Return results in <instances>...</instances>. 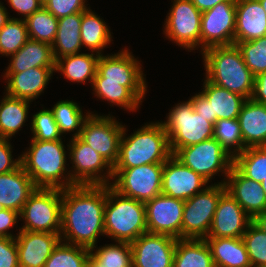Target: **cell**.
<instances>
[{
    "label": "cell",
    "instance_id": "6da1fadb",
    "mask_svg": "<svg viewBox=\"0 0 266 267\" xmlns=\"http://www.w3.org/2000/svg\"><path fill=\"white\" fill-rule=\"evenodd\" d=\"M106 185H75L62 189V242L91 248L105 235Z\"/></svg>",
    "mask_w": 266,
    "mask_h": 267
},
{
    "label": "cell",
    "instance_id": "7a4b0ae2",
    "mask_svg": "<svg viewBox=\"0 0 266 267\" xmlns=\"http://www.w3.org/2000/svg\"><path fill=\"white\" fill-rule=\"evenodd\" d=\"M64 142L63 139H31L29 147L20 154L21 165L37 188L66 189L76 185L72 181L70 171L67 170L68 143L66 148Z\"/></svg>",
    "mask_w": 266,
    "mask_h": 267
},
{
    "label": "cell",
    "instance_id": "3957f363",
    "mask_svg": "<svg viewBox=\"0 0 266 267\" xmlns=\"http://www.w3.org/2000/svg\"><path fill=\"white\" fill-rule=\"evenodd\" d=\"M205 77L209 82L251 99L255 76L246 66L236 44L213 46L202 53Z\"/></svg>",
    "mask_w": 266,
    "mask_h": 267
},
{
    "label": "cell",
    "instance_id": "277c9868",
    "mask_svg": "<svg viewBox=\"0 0 266 267\" xmlns=\"http://www.w3.org/2000/svg\"><path fill=\"white\" fill-rule=\"evenodd\" d=\"M124 124L119 155L113 168H131L145 164L164 163L171 155L169 141L161 120L145 123L128 134Z\"/></svg>",
    "mask_w": 266,
    "mask_h": 267
},
{
    "label": "cell",
    "instance_id": "5b68a950",
    "mask_svg": "<svg viewBox=\"0 0 266 267\" xmlns=\"http://www.w3.org/2000/svg\"><path fill=\"white\" fill-rule=\"evenodd\" d=\"M104 230L105 236L111 241H135L148 232L145 203L126 197L111 185H106Z\"/></svg>",
    "mask_w": 266,
    "mask_h": 267
},
{
    "label": "cell",
    "instance_id": "8992f818",
    "mask_svg": "<svg viewBox=\"0 0 266 267\" xmlns=\"http://www.w3.org/2000/svg\"><path fill=\"white\" fill-rule=\"evenodd\" d=\"M161 123L167 133L172 155L179 148L213 138L214 124L194 111L190 99L175 104Z\"/></svg>",
    "mask_w": 266,
    "mask_h": 267
},
{
    "label": "cell",
    "instance_id": "52a82bcc",
    "mask_svg": "<svg viewBox=\"0 0 266 267\" xmlns=\"http://www.w3.org/2000/svg\"><path fill=\"white\" fill-rule=\"evenodd\" d=\"M119 51L99 56L93 82L119 83L143 102L148 86L141 60L135 58L128 47Z\"/></svg>",
    "mask_w": 266,
    "mask_h": 267
},
{
    "label": "cell",
    "instance_id": "ba28073f",
    "mask_svg": "<svg viewBox=\"0 0 266 267\" xmlns=\"http://www.w3.org/2000/svg\"><path fill=\"white\" fill-rule=\"evenodd\" d=\"M61 206L62 189L36 188L23 206L20 220L24 223L18 230L60 233Z\"/></svg>",
    "mask_w": 266,
    "mask_h": 267
},
{
    "label": "cell",
    "instance_id": "9c48e42d",
    "mask_svg": "<svg viewBox=\"0 0 266 267\" xmlns=\"http://www.w3.org/2000/svg\"><path fill=\"white\" fill-rule=\"evenodd\" d=\"M173 156L209 183L212 182L213 176L221 173L219 176L222 175L223 179L217 183L224 184L234 163V158L215 138L179 148Z\"/></svg>",
    "mask_w": 266,
    "mask_h": 267
},
{
    "label": "cell",
    "instance_id": "30bf717a",
    "mask_svg": "<svg viewBox=\"0 0 266 267\" xmlns=\"http://www.w3.org/2000/svg\"><path fill=\"white\" fill-rule=\"evenodd\" d=\"M225 185L214 182L203 191L184 201L181 238L205 239Z\"/></svg>",
    "mask_w": 266,
    "mask_h": 267
},
{
    "label": "cell",
    "instance_id": "8fae6325",
    "mask_svg": "<svg viewBox=\"0 0 266 267\" xmlns=\"http://www.w3.org/2000/svg\"><path fill=\"white\" fill-rule=\"evenodd\" d=\"M72 181L76 185H111L113 166L79 137L68 142Z\"/></svg>",
    "mask_w": 266,
    "mask_h": 267
},
{
    "label": "cell",
    "instance_id": "7c38bea8",
    "mask_svg": "<svg viewBox=\"0 0 266 267\" xmlns=\"http://www.w3.org/2000/svg\"><path fill=\"white\" fill-rule=\"evenodd\" d=\"M163 163L113 168L111 186L120 194L147 202L161 194Z\"/></svg>",
    "mask_w": 266,
    "mask_h": 267
},
{
    "label": "cell",
    "instance_id": "4fadbf2b",
    "mask_svg": "<svg viewBox=\"0 0 266 267\" xmlns=\"http://www.w3.org/2000/svg\"><path fill=\"white\" fill-rule=\"evenodd\" d=\"M172 5L164 20L163 34L185 50L200 48L201 16L191 0H171Z\"/></svg>",
    "mask_w": 266,
    "mask_h": 267
},
{
    "label": "cell",
    "instance_id": "5bb4252c",
    "mask_svg": "<svg viewBox=\"0 0 266 267\" xmlns=\"http://www.w3.org/2000/svg\"><path fill=\"white\" fill-rule=\"evenodd\" d=\"M124 125L114 116L91 111L79 138L103 156L112 166L117 162Z\"/></svg>",
    "mask_w": 266,
    "mask_h": 267
},
{
    "label": "cell",
    "instance_id": "9a60e30c",
    "mask_svg": "<svg viewBox=\"0 0 266 267\" xmlns=\"http://www.w3.org/2000/svg\"><path fill=\"white\" fill-rule=\"evenodd\" d=\"M236 0H226L202 12L200 53L213 46L234 44Z\"/></svg>",
    "mask_w": 266,
    "mask_h": 267
},
{
    "label": "cell",
    "instance_id": "2e32d148",
    "mask_svg": "<svg viewBox=\"0 0 266 267\" xmlns=\"http://www.w3.org/2000/svg\"><path fill=\"white\" fill-rule=\"evenodd\" d=\"M203 80L202 91L190 98L194 111L208 118L213 124L219 119L238 118L246 99L209 82L206 78Z\"/></svg>",
    "mask_w": 266,
    "mask_h": 267
},
{
    "label": "cell",
    "instance_id": "e0dca14e",
    "mask_svg": "<svg viewBox=\"0 0 266 267\" xmlns=\"http://www.w3.org/2000/svg\"><path fill=\"white\" fill-rule=\"evenodd\" d=\"M145 210L148 232L181 238L184 200L161 193L145 202Z\"/></svg>",
    "mask_w": 266,
    "mask_h": 267
},
{
    "label": "cell",
    "instance_id": "ac0fdd59",
    "mask_svg": "<svg viewBox=\"0 0 266 267\" xmlns=\"http://www.w3.org/2000/svg\"><path fill=\"white\" fill-rule=\"evenodd\" d=\"M177 239L146 232L131 242L132 267H173Z\"/></svg>",
    "mask_w": 266,
    "mask_h": 267
},
{
    "label": "cell",
    "instance_id": "d6986e66",
    "mask_svg": "<svg viewBox=\"0 0 266 267\" xmlns=\"http://www.w3.org/2000/svg\"><path fill=\"white\" fill-rule=\"evenodd\" d=\"M210 183L171 155L163 163L161 193L187 200L203 191Z\"/></svg>",
    "mask_w": 266,
    "mask_h": 267
},
{
    "label": "cell",
    "instance_id": "ffe728a7",
    "mask_svg": "<svg viewBox=\"0 0 266 267\" xmlns=\"http://www.w3.org/2000/svg\"><path fill=\"white\" fill-rule=\"evenodd\" d=\"M252 218L239 203L225 191L218 202L207 237L242 238Z\"/></svg>",
    "mask_w": 266,
    "mask_h": 267
},
{
    "label": "cell",
    "instance_id": "44dd1931",
    "mask_svg": "<svg viewBox=\"0 0 266 267\" xmlns=\"http://www.w3.org/2000/svg\"><path fill=\"white\" fill-rule=\"evenodd\" d=\"M16 246L20 267H44L53 249L61 241L60 233L19 230Z\"/></svg>",
    "mask_w": 266,
    "mask_h": 267
},
{
    "label": "cell",
    "instance_id": "7402d4cb",
    "mask_svg": "<svg viewBox=\"0 0 266 267\" xmlns=\"http://www.w3.org/2000/svg\"><path fill=\"white\" fill-rule=\"evenodd\" d=\"M55 68L35 67L21 73H3L6 85L4 94L31 102L44 93Z\"/></svg>",
    "mask_w": 266,
    "mask_h": 267
},
{
    "label": "cell",
    "instance_id": "603a6c76",
    "mask_svg": "<svg viewBox=\"0 0 266 267\" xmlns=\"http://www.w3.org/2000/svg\"><path fill=\"white\" fill-rule=\"evenodd\" d=\"M224 185L226 191L252 219L266 211V194L261 183L245 177L234 165Z\"/></svg>",
    "mask_w": 266,
    "mask_h": 267
},
{
    "label": "cell",
    "instance_id": "cb8c5ba5",
    "mask_svg": "<svg viewBox=\"0 0 266 267\" xmlns=\"http://www.w3.org/2000/svg\"><path fill=\"white\" fill-rule=\"evenodd\" d=\"M266 36V12L258 0H236L234 44Z\"/></svg>",
    "mask_w": 266,
    "mask_h": 267
},
{
    "label": "cell",
    "instance_id": "d4e9b609",
    "mask_svg": "<svg viewBox=\"0 0 266 267\" xmlns=\"http://www.w3.org/2000/svg\"><path fill=\"white\" fill-rule=\"evenodd\" d=\"M36 188L32 178L20 165L11 172L0 174V203L5 209L21 213L25 202Z\"/></svg>",
    "mask_w": 266,
    "mask_h": 267
},
{
    "label": "cell",
    "instance_id": "484cf974",
    "mask_svg": "<svg viewBox=\"0 0 266 267\" xmlns=\"http://www.w3.org/2000/svg\"><path fill=\"white\" fill-rule=\"evenodd\" d=\"M237 119L245 149L266 146V105L246 99Z\"/></svg>",
    "mask_w": 266,
    "mask_h": 267
},
{
    "label": "cell",
    "instance_id": "4316f807",
    "mask_svg": "<svg viewBox=\"0 0 266 267\" xmlns=\"http://www.w3.org/2000/svg\"><path fill=\"white\" fill-rule=\"evenodd\" d=\"M9 57L10 63L4 73H21L35 67L55 68L51 44L41 41L29 39Z\"/></svg>",
    "mask_w": 266,
    "mask_h": 267
},
{
    "label": "cell",
    "instance_id": "83f0119b",
    "mask_svg": "<svg viewBox=\"0 0 266 267\" xmlns=\"http://www.w3.org/2000/svg\"><path fill=\"white\" fill-rule=\"evenodd\" d=\"M82 12L68 15L58 19V29L52 52L55 62L62 57L80 53Z\"/></svg>",
    "mask_w": 266,
    "mask_h": 267
},
{
    "label": "cell",
    "instance_id": "f1b7e54d",
    "mask_svg": "<svg viewBox=\"0 0 266 267\" xmlns=\"http://www.w3.org/2000/svg\"><path fill=\"white\" fill-rule=\"evenodd\" d=\"M215 267H252L242 238L206 237Z\"/></svg>",
    "mask_w": 266,
    "mask_h": 267
},
{
    "label": "cell",
    "instance_id": "f546056e",
    "mask_svg": "<svg viewBox=\"0 0 266 267\" xmlns=\"http://www.w3.org/2000/svg\"><path fill=\"white\" fill-rule=\"evenodd\" d=\"M99 56V54L94 52H80L59 58L55 62V73L57 72L63 74L64 78L72 83L86 84L88 81L92 86L97 72V62Z\"/></svg>",
    "mask_w": 266,
    "mask_h": 267
},
{
    "label": "cell",
    "instance_id": "4dcf8cb0",
    "mask_svg": "<svg viewBox=\"0 0 266 267\" xmlns=\"http://www.w3.org/2000/svg\"><path fill=\"white\" fill-rule=\"evenodd\" d=\"M111 29L103 18L90 7L82 12L81 41L88 51L103 55L104 50L112 43Z\"/></svg>",
    "mask_w": 266,
    "mask_h": 267
},
{
    "label": "cell",
    "instance_id": "1f68e13d",
    "mask_svg": "<svg viewBox=\"0 0 266 267\" xmlns=\"http://www.w3.org/2000/svg\"><path fill=\"white\" fill-rule=\"evenodd\" d=\"M26 99L14 98L4 95L0 99V137L12 139L18 133L26 121H28L29 104Z\"/></svg>",
    "mask_w": 266,
    "mask_h": 267
},
{
    "label": "cell",
    "instance_id": "d6a6232c",
    "mask_svg": "<svg viewBox=\"0 0 266 267\" xmlns=\"http://www.w3.org/2000/svg\"><path fill=\"white\" fill-rule=\"evenodd\" d=\"M173 267H215L205 239H177Z\"/></svg>",
    "mask_w": 266,
    "mask_h": 267
},
{
    "label": "cell",
    "instance_id": "836d02e7",
    "mask_svg": "<svg viewBox=\"0 0 266 267\" xmlns=\"http://www.w3.org/2000/svg\"><path fill=\"white\" fill-rule=\"evenodd\" d=\"M50 110L53 112L61 135L73 132L71 138L80 136L84 121L91 114L90 111L84 114L82 107L73 99L58 101Z\"/></svg>",
    "mask_w": 266,
    "mask_h": 267
},
{
    "label": "cell",
    "instance_id": "e575fe53",
    "mask_svg": "<svg viewBox=\"0 0 266 267\" xmlns=\"http://www.w3.org/2000/svg\"><path fill=\"white\" fill-rule=\"evenodd\" d=\"M92 93L99 100L110 103V106L117 105L119 108L129 112H136L142 102L127 88L119 83L93 82Z\"/></svg>",
    "mask_w": 266,
    "mask_h": 267
},
{
    "label": "cell",
    "instance_id": "d590c367",
    "mask_svg": "<svg viewBox=\"0 0 266 267\" xmlns=\"http://www.w3.org/2000/svg\"><path fill=\"white\" fill-rule=\"evenodd\" d=\"M114 243L91 247L90 255L103 267H132L131 244L119 241Z\"/></svg>",
    "mask_w": 266,
    "mask_h": 267
},
{
    "label": "cell",
    "instance_id": "8d00e7d4",
    "mask_svg": "<svg viewBox=\"0 0 266 267\" xmlns=\"http://www.w3.org/2000/svg\"><path fill=\"white\" fill-rule=\"evenodd\" d=\"M233 165L245 177L261 183L266 178V146L246 148L234 158Z\"/></svg>",
    "mask_w": 266,
    "mask_h": 267
},
{
    "label": "cell",
    "instance_id": "74e56055",
    "mask_svg": "<svg viewBox=\"0 0 266 267\" xmlns=\"http://www.w3.org/2000/svg\"><path fill=\"white\" fill-rule=\"evenodd\" d=\"M29 39L52 43L55 40L58 19L54 17L44 6L25 19Z\"/></svg>",
    "mask_w": 266,
    "mask_h": 267
},
{
    "label": "cell",
    "instance_id": "f35d334b",
    "mask_svg": "<svg viewBox=\"0 0 266 267\" xmlns=\"http://www.w3.org/2000/svg\"><path fill=\"white\" fill-rule=\"evenodd\" d=\"M90 249L60 241L44 267H88Z\"/></svg>",
    "mask_w": 266,
    "mask_h": 267
},
{
    "label": "cell",
    "instance_id": "ab89813d",
    "mask_svg": "<svg viewBox=\"0 0 266 267\" xmlns=\"http://www.w3.org/2000/svg\"><path fill=\"white\" fill-rule=\"evenodd\" d=\"M213 138H215L233 158L245 150V144L237 118L217 120L214 124Z\"/></svg>",
    "mask_w": 266,
    "mask_h": 267
},
{
    "label": "cell",
    "instance_id": "60d3db41",
    "mask_svg": "<svg viewBox=\"0 0 266 267\" xmlns=\"http://www.w3.org/2000/svg\"><path fill=\"white\" fill-rule=\"evenodd\" d=\"M29 40L25 20L12 17L0 30V55L9 58Z\"/></svg>",
    "mask_w": 266,
    "mask_h": 267
},
{
    "label": "cell",
    "instance_id": "b9f144b4",
    "mask_svg": "<svg viewBox=\"0 0 266 267\" xmlns=\"http://www.w3.org/2000/svg\"><path fill=\"white\" fill-rule=\"evenodd\" d=\"M42 109L35 112L30 119V131L32 133L31 139L39 141H53L63 139L59 131L58 125L54 119L53 112L49 109H45L42 105Z\"/></svg>",
    "mask_w": 266,
    "mask_h": 267
},
{
    "label": "cell",
    "instance_id": "7bdbcfd3",
    "mask_svg": "<svg viewBox=\"0 0 266 267\" xmlns=\"http://www.w3.org/2000/svg\"><path fill=\"white\" fill-rule=\"evenodd\" d=\"M243 60L254 76L266 72V36L236 43Z\"/></svg>",
    "mask_w": 266,
    "mask_h": 267
},
{
    "label": "cell",
    "instance_id": "ee69618b",
    "mask_svg": "<svg viewBox=\"0 0 266 267\" xmlns=\"http://www.w3.org/2000/svg\"><path fill=\"white\" fill-rule=\"evenodd\" d=\"M242 240L252 267H266V233L251 222Z\"/></svg>",
    "mask_w": 266,
    "mask_h": 267
},
{
    "label": "cell",
    "instance_id": "f6af8a7d",
    "mask_svg": "<svg viewBox=\"0 0 266 267\" xmlns=\"http://www.w3.org/2000/svg\"><path fill=\"white\" fill-rule=\"evenodd\" d=\"M87 0H46L43 6L57 19L84 12L90 6Z\"/></svg>",
    "mask_w": 266,
    "mask_h": 267
},
{
    "label": "cell",
    "instance_id": "bcb514c9",
    "mask_svg": "<svg viewBox=\"0 0 266 267\" xmlns=\"http://www.w3.org/2000/svg\"><path fill=\"white\" fill-rule=\"evenodd\" d=\"M0 267H20L15 238L0 237Z\"/></svg>",
    "mask_w": 266,
    "mask_h": 267
},
{
    "label": "cell",
    "instance_id": "7dc6e473",
    "mask_svg": "<svg viewBox=\"0 0 266 267\" xmlns=\"http://www.w3.org/2000/svg\"><path fill=\"white\" fill-rule=\"evenodd\" d=\"M11 139H0V174H5L17 169L21 165V156L13 158Z\"/></svg>",
    "mask_w": 266,
    "mask_h": 267
},
{
    "label": "cell",
    "instance_id": "c3c4849f",
    "mask_svg": "<svg viewBox=\"0 0 266 267\" xmlns=\"http://www.w3.org/2000/svg\"><path fill=\"white\" fill-rule=\"evenodd\" d=\"M20 220V213L12 209H4L0 211V237L15 238L17 234L9 232V230L18 227V221Z\"/></svg>",
    "mask_w": 266,
    "mask_h": 267
},
{
    "label": "cell",
    "instance_id": "681fc988",
    "mask_svg": "<svg viewBox=\"0 0 266 267\" xmlns=\"http://www.w3.org/2000/svg\"><path fill=\"white\" fill-rule=\"evenodd\" d=\"M7 3L13 11L18 13V16L21 14L19 19L23 20L43 6L40 0H7Z\"/></svg>",
    "mask_w": 266,
    "mask_h": 267
},
{
    "label": "cell",
    "instance_id": "f907efd6",
    "mask_svg": "<svg viewBox=\"0 0 266 267\" xmlns=\"http://www.w3.org/2000/svg\"><path fill=\"white\" fill-rule=\"evenodd\" d=\"M251 99L255 102L266 105V72L255 76L254 89Z\"/></svg>",
    "mask_w": 266,
    "mask_h": 267
},
{
    "label": "cell",
    "instance_id": "816d5d0a",
    "mask_svg": "<svg viewBox=\"0 0 266 267\" xmlns=\"http://www.w3.org/2000/svg\"><path fill=\"white\" fill-rule=\"evenodd\" d=\"M223 1L226 0H191L200 12L207 11Z\"/></svg>",
    "mask_w": 266,
    "mask_h": 267
},
{
    "label": "cell",
    "instance_id": "f5cc1de1",
    "mask_svg": "<svg viewBox=\"0 0 266 267\" xmlns=\"http://www.w3.org/2000/svg\"><path fill=\"white\" fill-rule=\"evenodd\" d=\"M252 222L259 227L263 232L266 233V211L263 213H260L256 215L253 219Z\"/></svg>",
    "mask_w": 266,
    "mask_h": 267
},
{
    "label": "cell",
    "instance_id": "db71d44e",
    "mask_svg": "<svg viewBox=\"0 0 266 267\" xmlns=\"http://www.w3.org/2000/svg\"><path fill=\"white\" fill-rule=\"evenodd\" d=\"M4 4L0 5V30L12 18Z\"/></svg>",
    "mask_w": 266,
    "mask_h": 267
},
{
    "label": "cell",
    "instance_id": "11a10c76",
    "mask_svg": "<svg viewBox=\"0 0 266 267\" xmlns=\"http://www.w3.org/2000/svg\"><path fill=\"white\" fill-rule=\"evenodd\" d=\"M88 267H103L100 265L91 255L89 256L88 260Z\"/></svg>",
    "mask_w": 266,
    "mask_h": 267
},
{
    "label": "cell",
    "instance_id": "9f6ffc18",
    "mask_svg": "<svg viewBox=\"0 0 266 267\" xmlns=\"http://www.w3.org/2000/svg\"><path fill=\"white\" fill-rule=\"evenodd\" d=\"M261 186L263 188V191L265 192L266 194V178L263 179V181L261 182Z\"/></svg>",
    "mask_w": 266,
    "mask_h": 267
},
{
    "label": "cell",
    "instance_id": "6f0895ef",
    "mask_svg": "<svg viewBox=\"0 0 266 267\" xmlns=\"http://www.w3.org/2000/svg\"><path fill=\"white\" fill-rule=\"evenodd\" d=\"M261 3V6L263 7V9L266 12V0H258Z\"/></svg>",
    "mask_w": 266,
    "mask_h": 267
},
{
    "label": "cell",
    "instance_id": "680465c9",
    "mask_svg": "<svg viewBox=\"0 0 266 267\" xmlns=\"http://www.w3.org/2000/svg\"><path fill=\"white\" fill-rule=\"evenodd\" d=\"M5 207L0 203V211L4 210Z\"/></svg>",
    "mask_w": 266,
    "mask_h": 267
}]
</instances>
